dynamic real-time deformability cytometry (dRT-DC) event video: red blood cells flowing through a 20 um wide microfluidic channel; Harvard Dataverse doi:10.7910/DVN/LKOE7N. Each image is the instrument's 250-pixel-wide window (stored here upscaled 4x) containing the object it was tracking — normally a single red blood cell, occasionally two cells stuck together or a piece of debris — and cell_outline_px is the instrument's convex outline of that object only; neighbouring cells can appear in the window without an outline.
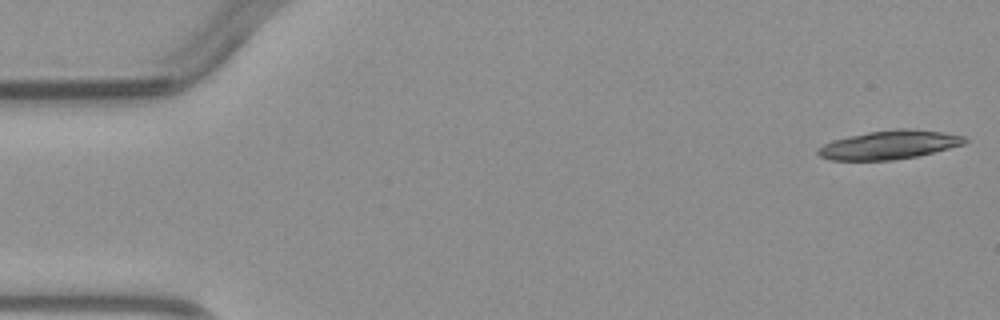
{"species": "common noctule bat (a hibernating species)", "species_latin": "Nyctalus noctula", "temperature_condition": "warm", "stored_images_in_passage": 5, "camera_frame_rate_fps": 3000, "um_per_image_px": 0.085, "animal": {"sex": "male", "body_mass_g": 23.1, "forearm_length_mm": 52.7}, "frame": {"image": 1, "passage_image": 1, "time_ms": 0.0, "image_size_px": [1000, 320], "cell_outline_px": [[968, 140], [964, 144], [916, 156], [892, 160], [832, 160], [820, 156], [816, 152], [816, 148], [832, 140], [848, 136], [868, 132], [896, 128], [904, 128], [944, 132], [964, 136]], "centroid_in_image_um": [75.55, 12.3], "position_along_channel_um": 9.4, "area_um2": 24.45}}
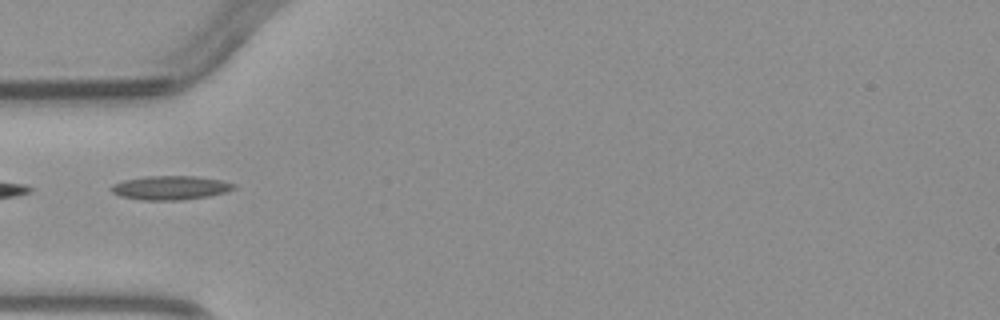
{"frame": {"image": 2, "passage_image": 5, "time_ms": 4.667, "image_size_px": [1000, 320], "cell_outline_px": [[236, 188], [228, 192], [208, 196], [180, 200], [140, 200], [120, 196], [112, 192], [112, 184], [124, 180], [144, 176], [196, 176], [220, 180], [236, 184]], "centroid_in_image_um": [14.5, 15.96], "position_along_channel_um": 70.5, "area_um2": 17.17}}